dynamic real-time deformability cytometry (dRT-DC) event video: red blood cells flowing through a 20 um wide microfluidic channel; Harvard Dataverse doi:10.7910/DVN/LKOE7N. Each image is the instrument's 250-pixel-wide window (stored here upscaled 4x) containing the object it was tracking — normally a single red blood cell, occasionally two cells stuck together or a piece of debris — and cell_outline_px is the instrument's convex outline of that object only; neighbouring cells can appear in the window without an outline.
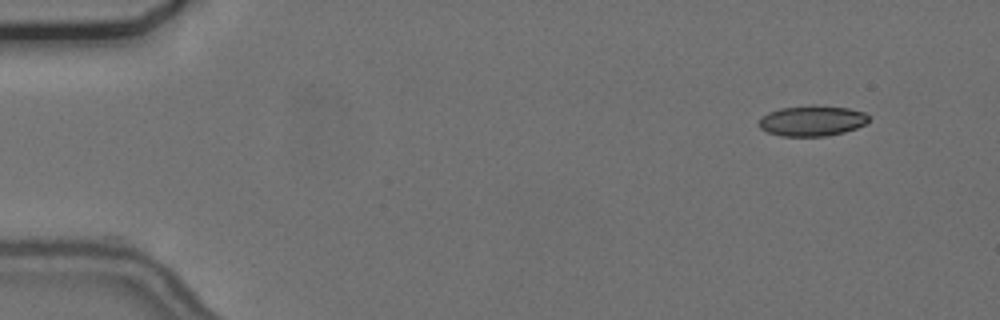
{"species": "common noctule bat (a hibernating species)", "species_latin": "Nyctalus noctula", "temperature_condition": "cold", "stored_images_in_passage": 29, "camera_frame_rate_fps": 3000, "um_per_image_px": 0.085, "animal": {"sex": "female", "body_mass_g": 24.6, "forearm_length_mm": 56.2}, "frame": {"image": 1, "passage_image": 1, "time_ms": 0.0, "image_size_px": [1000, 320], "cell_outline_px": [[868, 120], [864, 124], [856, 128], [844, 132], [824, 136], [780, 136], [768, 132], [760, 128], [756, 124], [760, 116], [768, 112], [780, 108], [812, 104], [848, 108], [864, 112], [868, 116]], "centroid_in_image_um": [68.96, 10.25], "position_along_channel_um": 16.0, "area_um2": 19.77}}
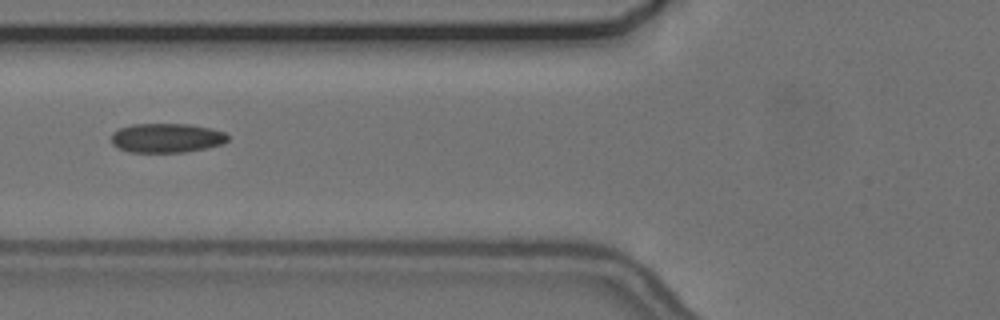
{"frame": {"image": 2, "passage_image": 18, "time_ms": 5.667, "image_size_px": [1000, 320], "cell_outline_px": [[228, 140], [224, 144], [208, 148], [184, 152], [128, 152], [112, 144], [112, 132], [120, 128], [132, 124], [188, 124], [212, 128], [224, 132], [228, 136]], "centroid_in_image_um": [14.19, 11.73], "position_along_channel_um": 111.6, "area_um2": 20.0}}
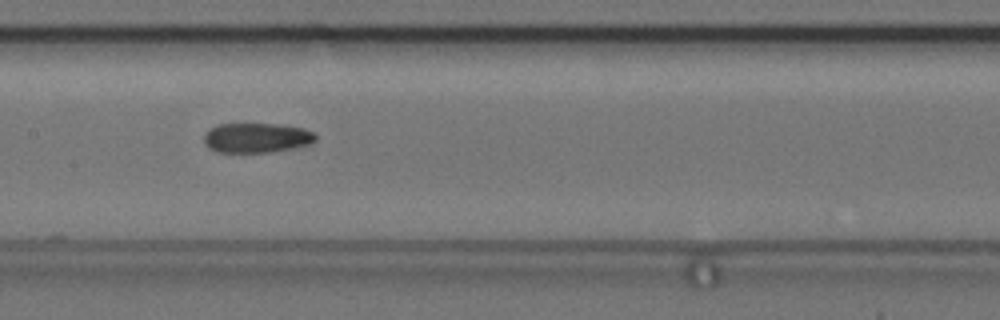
{"frame": {"image": 3, "passage_image": 24, "time_ms": 7.667, "image_size_px": [1000, 320], "cell_outline_px": [[316, 140], [308, 144], [272, 152], [216, 152], [208, 148], [204, 144], [204, 136], [212, 128], [220, 124], [276, 124], [300, 128], [312, 132], [316, 136]], "centroid_in_image_um": [21.77, 11.72], "position_along_channel_um": 185.6, "area_um2": 19.02}}